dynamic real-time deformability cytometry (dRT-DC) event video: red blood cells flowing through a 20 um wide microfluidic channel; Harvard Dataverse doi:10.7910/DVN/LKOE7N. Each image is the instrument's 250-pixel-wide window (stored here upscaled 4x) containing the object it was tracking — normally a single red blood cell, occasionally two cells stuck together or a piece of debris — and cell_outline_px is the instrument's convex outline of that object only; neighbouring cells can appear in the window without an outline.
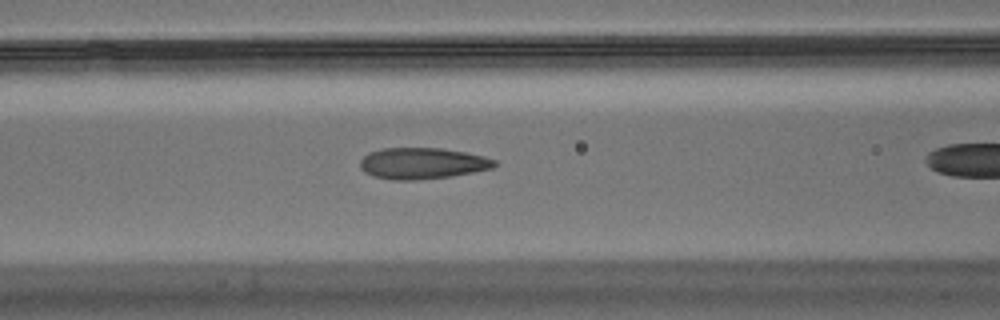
{"species": "Egyptian fruit bat (a non-hibernating species)", "species_latin": "Rousettus aegyptiacus", "temperature_condition": "warm", "stored_images_in_passage": 30, "camera_frame_rate_fps": 3000, "um_per_image_px": 0.085, "animal": {"sex": "male"}, "frame": {"image": 1, "passage_image": 8, "time_ms": 2.333, "image_size_px": [1000, 320], "cell_outline_px": [[500, 164], [492, 168], [452, 176], [416, 180], [392, 180], [372, 176], [364, 172], [360, 168], [360, 160], [368, 152], [384, 148], [440, 148], [464, 152], [484, 156], [496, 160]], "centroid_in_image_um": [35.89, 13.89], "position_along_channel_um": 130.7, "area_um2": 24.62}}
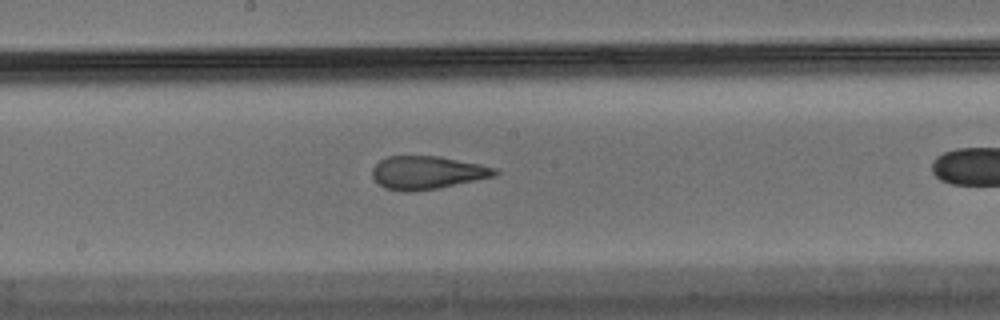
{"frame": {"image": 2, "passage_image": 15, "time_ms": 4.667, "image_size_px": [1000, 320], "cell_outline_px": [[500, 172], [496, 176], [440, 188], [416, 192], [404, 192], [384, 188], [372, 176], [372, 168], [380, 160], [388, 156], [440, 156], [480, 164], [496, 168]], "centroid_in_image_um": [36.33, 14.68], "position_along_channel_um": 211.9, "area_um2": 23.93}}
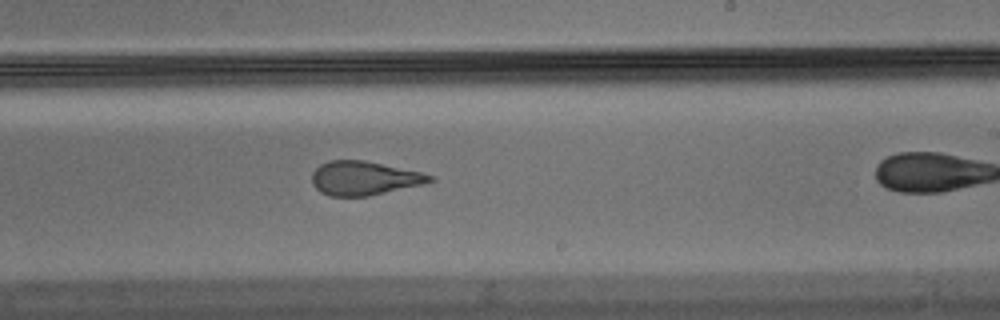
{"frame": {"image": 3, "passage_image": 19, "time_ms": 6.0, "image_size_px": [1000, 320], "cell_outline_px": [[436, 180], [424, 184], [368, 196], [328, 196], [320, 192], [312, 184], [312, 172], [320, 164], [328, 160], [364, 160], [420, 172], [436, 176]], "centroid_in_image_um": [30.95, 15.15], "position_along_channel_um": 258.1, "area_um2": 23.41}}